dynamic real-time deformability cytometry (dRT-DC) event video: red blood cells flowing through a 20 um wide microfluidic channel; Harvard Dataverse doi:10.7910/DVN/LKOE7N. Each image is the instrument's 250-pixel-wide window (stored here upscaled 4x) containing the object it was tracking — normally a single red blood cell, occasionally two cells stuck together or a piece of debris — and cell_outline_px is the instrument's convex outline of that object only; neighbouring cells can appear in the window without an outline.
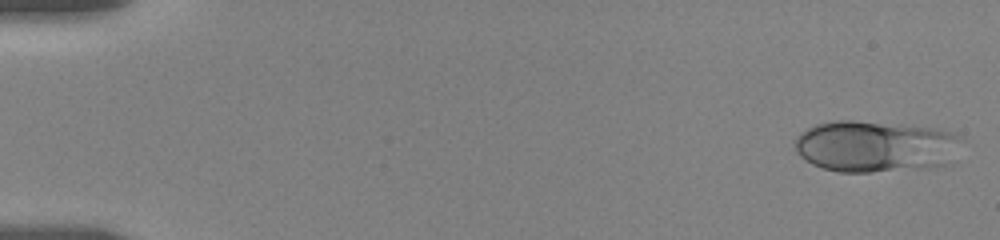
{"species": "human", "species_latin": "Homo sapiens", "temperature_condition": "room temperature", "stored_images_in_passage": 35, "camera_frame_rate_fps": 3000, "um_per_image_px": 0.085, "donor": {"sex": "female"}, "frame": {"image": 1, "passage_image": 1, "time_ms": 0.0, "image_size_px": [1000, 240], "cell_outline_px": [[964, 140], [944, 168], [872, 172], [836, 172], [812, 164], [804, 160], [796, 152], [792, 140], [800, 132], [816, 124], [832, 120], [852, 120], [900, 124], [940, 128], [956, 132], [964, 136]], "centroid_in_image_um": [74.46, 12.44], "position_along_channel_um": 10.5, "area_um2": 51.56}}
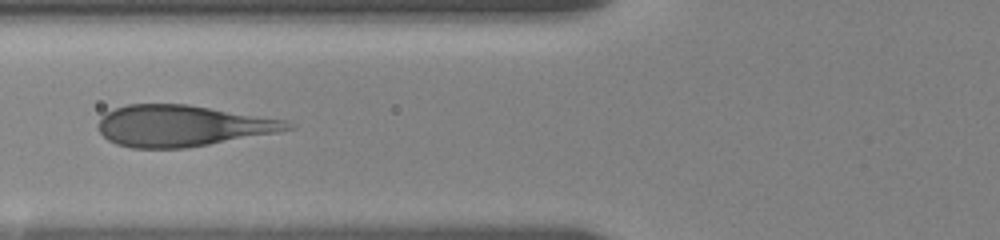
{"frame": {"image": 2, "passage_image": 26, "time_ms": 6.667, "image_size_px": [1000, 240], "cell_outline_px": [[296, 128], [280, 132], [184, 148], [132, 148], [116, 144], [108, 140], [100, 132], [100, 120], [104, 112], [128, 104], [188, 104], [288, 120]], "centroid_in_image_um": [15.53, 10.69], "position_along_channel_um": 110.3, "area_um2": 45.43}}
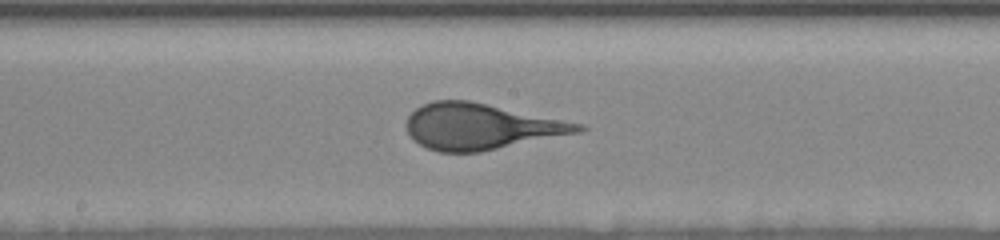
{"frame": {"image": 3, "passage_image": 34, "time_ms": 9.333, "image_size_px": [1000, 240], "cell_outline_px": [[588, 128], [580, 132], [480, 152], [440, 152], [428, 148], [412, 140], [408, 136], [404, 124], [408, 116], [416, 108], [432, 100], [468, 100], [584, 124]], "centroid_in_image_um": [40.82, 10.76], "position_along_channel_um": 207.4, "area_um2": 45.95}}